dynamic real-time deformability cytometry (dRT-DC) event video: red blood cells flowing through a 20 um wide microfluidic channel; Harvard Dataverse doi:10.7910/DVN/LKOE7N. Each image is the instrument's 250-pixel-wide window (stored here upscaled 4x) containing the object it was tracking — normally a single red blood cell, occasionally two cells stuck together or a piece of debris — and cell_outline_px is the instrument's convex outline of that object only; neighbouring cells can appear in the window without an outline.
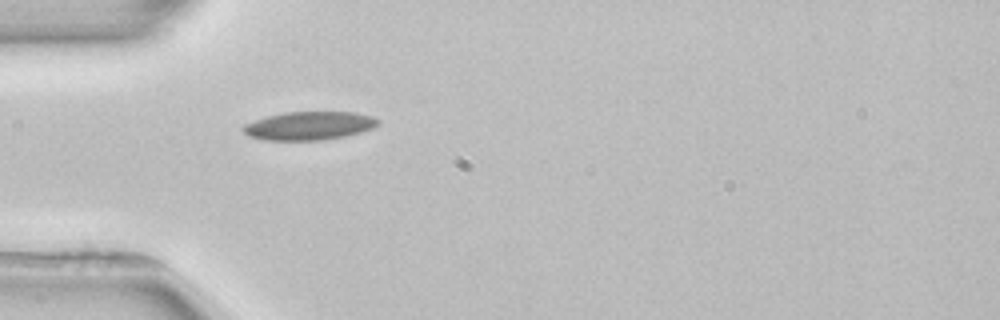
{"species": "common noctule bat (a hibernating species)", "species_latin": "Nyctalus noctula", "temperature_condition": "room temperature", "stored_images_in_passage": 4, "camera_frame_rate_fps": 3000, "um_per_image_px": 0.085, "animal": {"sex": "female", "body_mass_g": 22.7, "forearm_length_mm": 54.2}, "frame": {"image": 1, "passage_image": 4, "time_ms": 4.0, "image_size_px": [1000, 320], "cell_outline_px": [[380, 124], [372, 128], [360, 132], [344, 136], [324, 140], [264, 140], [248, 136], [240, 128], [244, 124], [268, 116], [284, 112], [356, 112], [372, 116], [380, 120]], "centroid_in_image_um": [26.28, 10.69], "position_along_channel_um": 58.7, "area_um2": 22.37}}